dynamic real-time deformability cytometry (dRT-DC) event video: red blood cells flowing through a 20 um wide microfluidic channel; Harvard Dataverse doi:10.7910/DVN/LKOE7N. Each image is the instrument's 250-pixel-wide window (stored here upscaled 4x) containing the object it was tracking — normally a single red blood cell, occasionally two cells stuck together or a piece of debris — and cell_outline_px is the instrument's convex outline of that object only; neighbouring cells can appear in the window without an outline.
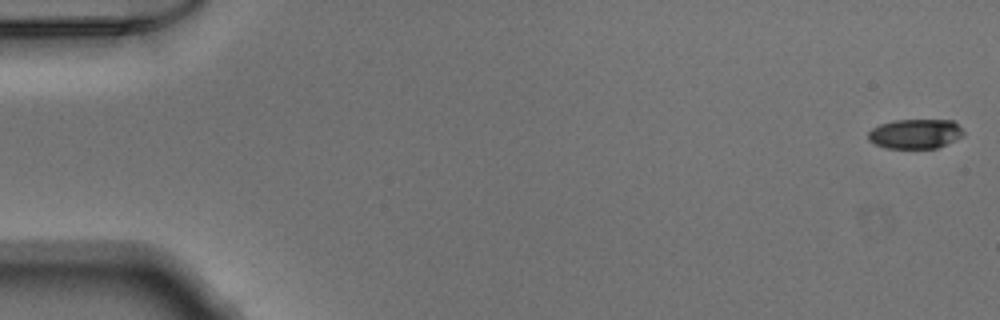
{"species": "Egyptian fruit bat (a non-hibernating species)", "species_latin": "Rousettus aegyptiacus", "temperature_condition": "warm", "stored_images_in_passage": 51, "camera_frame_rate_fps": 3000, "um_per_image_px": 0.085, "animal": {"sex": "male"}, "frame": {"image": 1, "passage_image": 1, "time_ms": 0.0, "image_size_px": [1000, 320], "cell_outline_px": [[964, 136], [956, 140], [936, 148], [884, 148], [868, 140], [868, 132], [872, 128], [880, 124], [892, 120], [952, 120], [964, 132]], "centroid_in_image_um": [77.78, 11.37], "position_along_channel_um": 7.2, "area_um2": 16.47}}
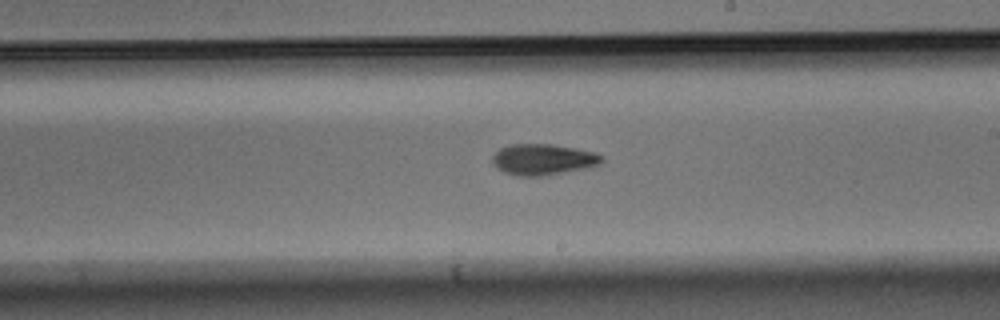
{"frame": {"image": 2, "passage_image": 30, "time_ms": 9.667, "image_size_px": [1000, 320], "cell_outline_px": [[604, 160], [600, 164], [592, 168], [540, 176], [516, 176], [504, 172], [496, 168], [492, 164], [492, 156], [500, 148], [508, 144], [552, 144], [596, 152], [604, 156]], "centroid_in_image_um": [46.19, 13.56], "position_along_channel_um": 242.8, "area_um2": 20.17}}
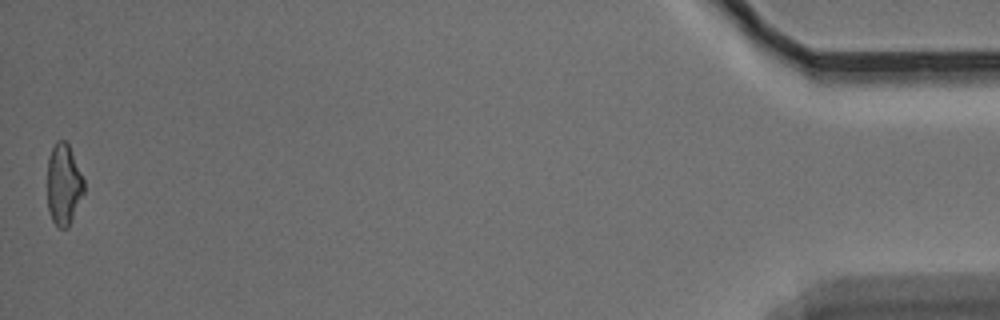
{"frame": {"image": 3, "passage_image": 51, "time_ms": 16.667, "image_size_px": [1000, 320], "cell_outline_px": [[84, 192], [68, 228], [60, 228], [52, 220], [48, 212], [48, 156], [56, 140], [64, 140], [68, 144], [84, 180]], "centroid_in_image_um": [5.4, 15.68], "position_along_channel_um": 429.8, "area_um2": 17.17}}